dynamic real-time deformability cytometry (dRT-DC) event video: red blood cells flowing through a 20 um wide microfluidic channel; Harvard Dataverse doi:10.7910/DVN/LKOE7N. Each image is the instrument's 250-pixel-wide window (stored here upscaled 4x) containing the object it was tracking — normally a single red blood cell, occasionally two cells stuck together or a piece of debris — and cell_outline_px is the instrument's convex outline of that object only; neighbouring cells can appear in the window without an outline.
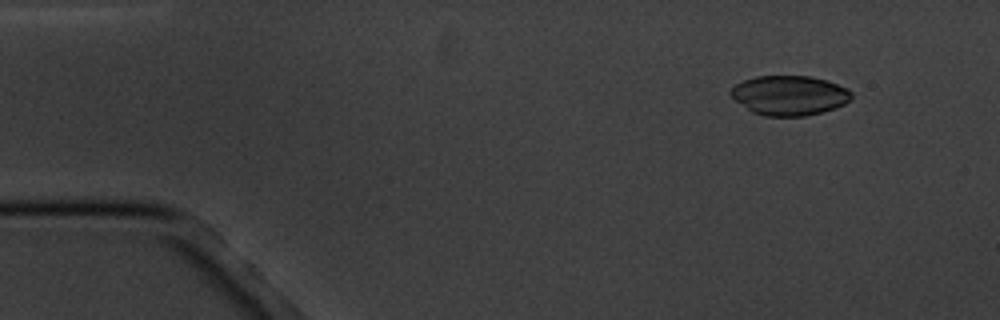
{"species": "common noctule bat (a hibernating species)", "species_latin": "Nyctalus noctula", "temperature_condition": "cold", "stored_images_in_passage": 6, "camera_frame_rate_fps": 3000, "um_per_image_px": 0.085, "animal": {"sex": "male", "body_mass_g": 20.1, "forearm_length_mm": 53.5}, "frame": {"image": 1, "passage_image": 2, "time_ms": 1.0, "image_size_px": [1000, 320], "cell_outline_px": [[852, 100], [836, 108], [804, 116], [764, 116], [752, 112], [736, 100], [728, 92], [736, 84], [744, 80], [756, 76], [808, 76], [828, 80], [848, 88], [852, 92]], "centroid_in_image_um": [67.13, 8.1], "position_along_channel_um": 17.9, "area_um2": 27.98}}
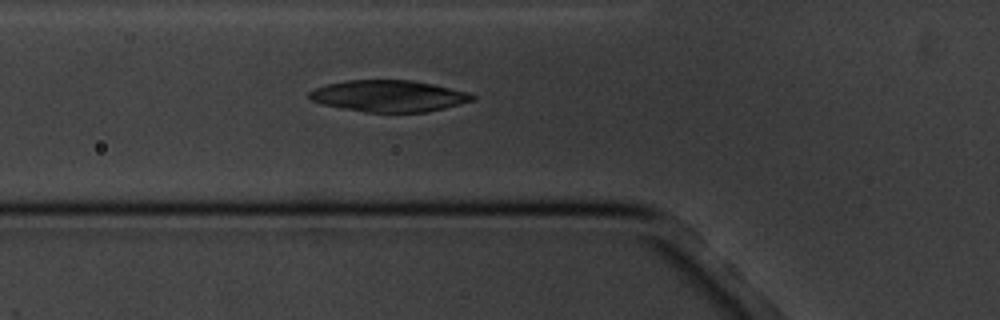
{"frame": {"image": 2, "passage_image": 6, "time_ms": 5.667, "image_size_px": [1000, 320], "cell_outline_px": [[476, 96], [472, 100], [444, 108], [428, 112], [364, 112], [340, 108], [320, 104], [312, 100], [308, 96], [308, 92], [316, 88], [328, 84], [348, 80], [412, 80], [432, 84], [468, 92]], "centroid_in_image_um": [33.01, 8.16], "position_along_channel_um": 92.8, "area_um2": 29.82}}